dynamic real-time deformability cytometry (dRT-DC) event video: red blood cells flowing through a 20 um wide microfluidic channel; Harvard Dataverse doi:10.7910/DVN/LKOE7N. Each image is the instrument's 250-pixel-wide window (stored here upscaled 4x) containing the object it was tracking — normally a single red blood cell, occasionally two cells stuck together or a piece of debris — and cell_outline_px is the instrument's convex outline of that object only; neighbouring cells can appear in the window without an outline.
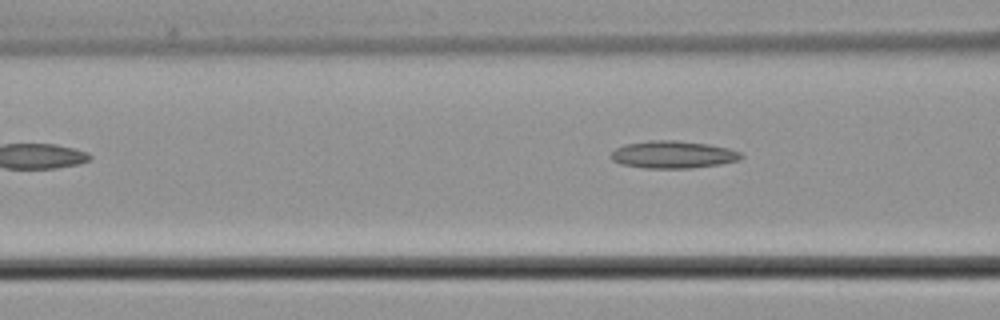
{"species": "common noctule bat (a hibernating species)", "species_latin": "Nyctalus noctula", "temperature_condition": "cold", "stored_images_in_passage": 6, "camera_frame_rate_fps": 3000, "um_per_image_px": 0.085, "animal": {"sex": "male", "body_mass_g": 21.5, "forearm_length_mm": 52.0}, "frame": {"image": 1, "passage_image": 6, "time_ms": 6.333, "image_size_px": [1000, 320], "cell_outline_px": [[744, 156], [736, 160], [720, 164], [692, 168], [644, 168], [620, 164], [612, 160], [612, 152], [616, 148], [624, 144], [648, 140], [676, 140], [708, 144], [728, 148], [740, 152]], "centroid_in_image_um": [57.18, 13.13], "position_along_channel_um": 109.4, "area_um2": 20.75}}